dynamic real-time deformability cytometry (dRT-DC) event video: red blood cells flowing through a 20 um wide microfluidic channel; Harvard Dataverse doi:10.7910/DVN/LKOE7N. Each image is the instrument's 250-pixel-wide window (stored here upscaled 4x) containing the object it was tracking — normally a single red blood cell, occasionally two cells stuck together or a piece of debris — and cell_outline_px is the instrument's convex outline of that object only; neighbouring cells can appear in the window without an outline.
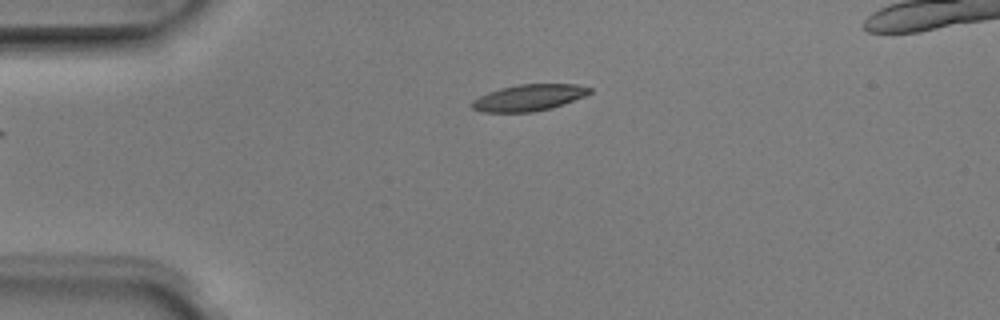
{"species": "Egyptian fruit bat (a non-hibernating species)", "species_latin": "Rousettus aegyptiacus", "temperature_condition": "room temperature", "stored_images_in_passage": 2, "camera_frame_rate_fps": 3000, "um_per_image_px": 0.085, "animal": {"sex": "male"}, "frame": {"image": 1, "passage_image": 2, "time_ms": 0.333, "image_size_px": [1000, 320], "cell_outline_px": [[592, 92], [584, 96], [552, 108], [532, 112], [480, 112], [472, 108], [468, 104], [472, 100], [488, 92], [500, 88], [520, 84], [576, 84], [592, 88]], "centroid_in_image_um": [44.92, 8.3], "position_along_channel_um": 40.1, "area_um2": 18.21}}